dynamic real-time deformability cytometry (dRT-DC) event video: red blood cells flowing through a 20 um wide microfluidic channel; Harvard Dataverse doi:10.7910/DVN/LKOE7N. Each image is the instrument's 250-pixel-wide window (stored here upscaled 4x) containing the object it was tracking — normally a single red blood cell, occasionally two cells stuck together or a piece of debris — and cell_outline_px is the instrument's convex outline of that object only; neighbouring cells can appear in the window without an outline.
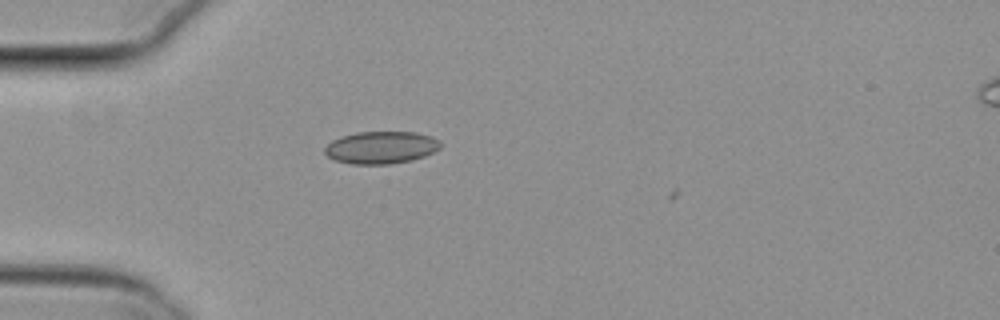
{"species": "common noctule bat (a hibernating species)", "species_latin": "Nyctalus noctula", "temperature_condition": "cold", "stored_images_in_passage": 9, "camera_frame_rate_fps": 3000, "um_per_image_px": 0.085, "animal": {"sex": "female", "body_mass_g": 29.2, "forearm_length_mm": 56.3}, "frame": {"image": 1, "passage_image": 8, "time_ms": 2.333, "image_size_px": [1000, 320], "cell_outline_px": [[440, 148], [424, 156], [412, 160], [392, 164], [352, 164], [336, 160], [328, 156], [324, 152], [324, 148], [332, 140], [340, 136], [356, 132], [416, 132], [432, 136], [440, 140]], "centroid_in_image_um": [32.39, 12.53], "position_along_channel_um": 52.6, "area_um2": 21.91}}